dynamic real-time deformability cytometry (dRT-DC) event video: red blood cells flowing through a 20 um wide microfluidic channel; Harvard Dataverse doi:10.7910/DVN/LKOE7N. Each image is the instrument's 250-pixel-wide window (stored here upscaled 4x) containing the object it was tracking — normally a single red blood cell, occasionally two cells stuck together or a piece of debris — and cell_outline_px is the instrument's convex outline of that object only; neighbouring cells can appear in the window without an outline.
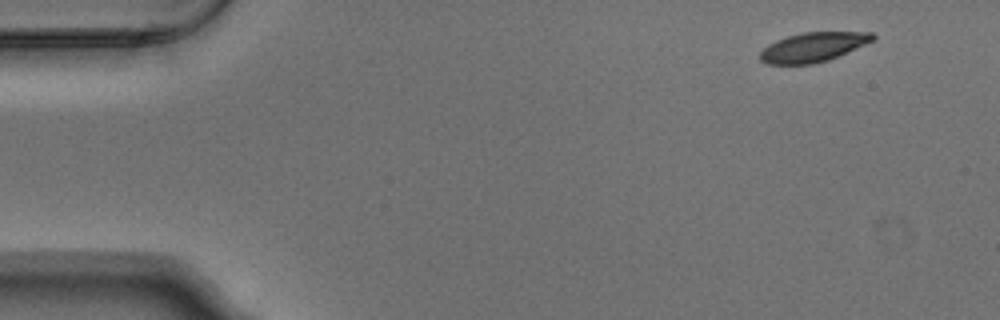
{"species": "Egyptian fruit bat (a non-hibernating species)", "species_latin": "Rousettus aegyptiacus", "temperature_condition": "warm", "stored_images_in_passage": 4, "camera_frame_rate_fps": 3000, "um_per_image_px": 0.085, "animal": {"sex": "male"}, "frame": {"image": 1, "passage_image": 1, "time_ms": 0.0, "image_size_px": [1000, 320], "cell_outline_px": [[876, 36], [872, 40], [864, 44], [828, 60], [812, 64], [768, 64], [760, 60], [760, 52], [768, 44], [776, 40], [788, 36], [804, 32], [872, 32]], "centroid_in_image_um": [69.07, 4.0], "position_along_channel_um": 15.9, "area_um2": 19.02}}
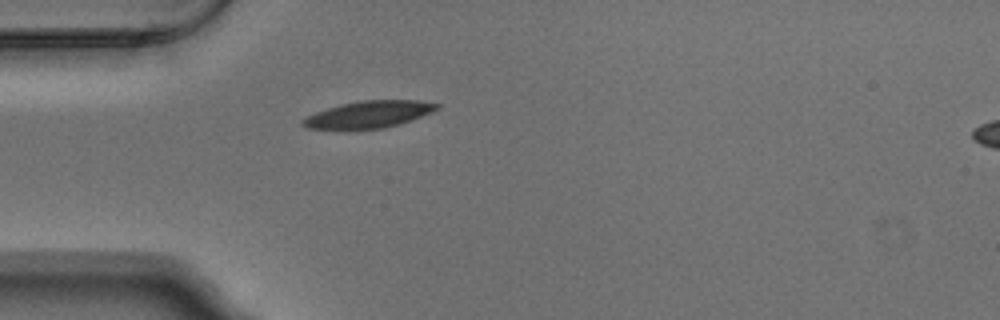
{"frame": {"image": 2, "passage_image": 4, "time_ms": 1.0, "image_size_px": [1000, 320], "cell_outline_px": [[440, 108], [432, 112], [384, 128], [344, 132], [308, 128], [300, 124], [300, 120], [316, 112], [340, 104], [360, 100], [420, 100], [440, 104]], "centroid_in_image_um": [31.25, 9.76], "position_along_channel_um": 53.7, "area_um2": 21.68}}